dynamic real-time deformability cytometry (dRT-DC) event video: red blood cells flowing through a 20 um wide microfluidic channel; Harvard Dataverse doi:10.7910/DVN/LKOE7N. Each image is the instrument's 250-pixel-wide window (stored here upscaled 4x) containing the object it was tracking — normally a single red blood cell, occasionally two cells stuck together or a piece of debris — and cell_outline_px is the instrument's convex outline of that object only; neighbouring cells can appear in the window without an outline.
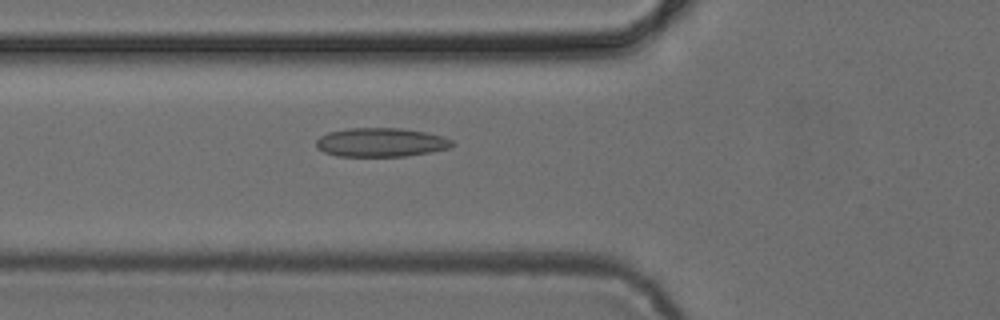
{"species": "common noctule bat (a hibernating species)", "species_latin": "Nyctalus noctula", "temperature_condition": "cold", "stored_images_in_passage": 36, "camera_frame_rate_fps": 3000, "um_per_image_px": 0.085, "animal": {"sex": "female", "body_mass_g": 24.6, "forearm_length_mm": 56.2}, "frame": {"image": 1, "passage_image": 6, "time_ms": 1.667, "image_size_px": [1000, 320], "cell_outline_px": [[456, 144], [448, 148], [432, 152], [404, 156], [336, 156], [324, 152], [316, 148], [316, 140], [320, 136], [328, 132], [348, 128], [400, 128], [424, 132], [440, 136], [452, 140]], "centroid_in_image_um": [32.35, 12.1], "position_along_channel_um": 93.5, "area_um2": 22.89}}
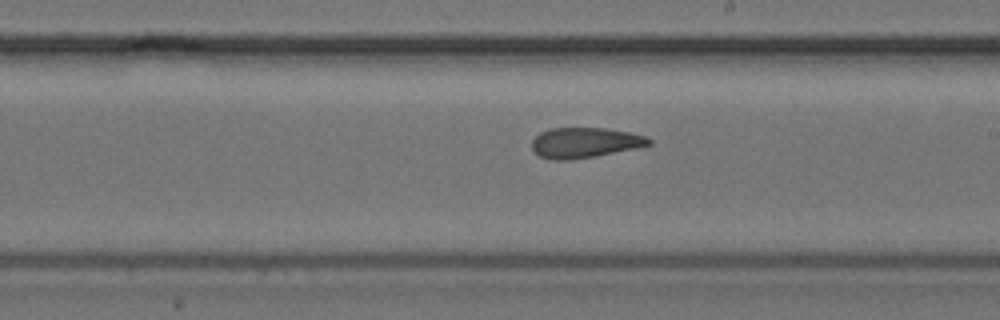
{"frame": {"image": 2, "passage_image": 17, "time_ms": 5.333, "image_size_px": [1000, 320], "cell_outline_px": [[652, 144], [636, 148], [572, 160], [552, 160], [540, 156], [532, 148], [532, 140], [540, 132], [552, 128], [608, 128], [628, 132], [644, 136], [652, 140]], "centroid_in_image_um": [49.7, 12.12], "position_along_channel_um": 239.3, "area_um2": 20.52}}
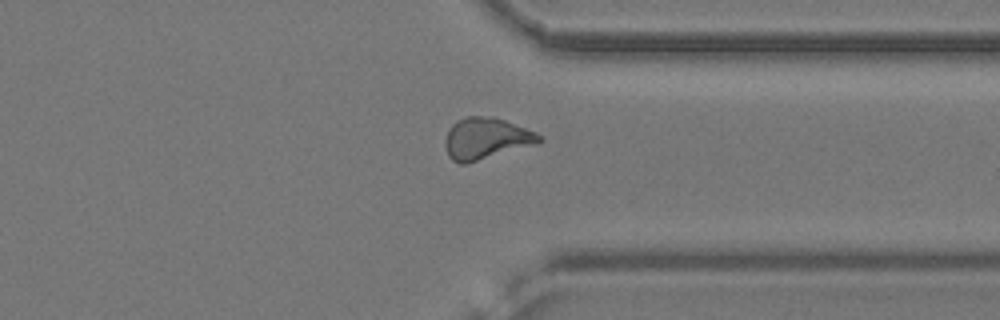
{"frame": {"image": 3, "passage_image": 27, "time_ms": 8.667, "image_size_px": [1000, 320], "cell_outline_px": [[544, 140], [540, 144], [468, 164], [460, 164], [452, 160], [448, 156], [444, 144], [444, 140], [448, 128], [456, 120], [468, 116], [492, 116], [504, 120], [536, 132], [544, 136]], "centroid_in_image_um": [41.34, 11.8], "position_along_channel_um": 370.1, "area_um2": 23.47}}